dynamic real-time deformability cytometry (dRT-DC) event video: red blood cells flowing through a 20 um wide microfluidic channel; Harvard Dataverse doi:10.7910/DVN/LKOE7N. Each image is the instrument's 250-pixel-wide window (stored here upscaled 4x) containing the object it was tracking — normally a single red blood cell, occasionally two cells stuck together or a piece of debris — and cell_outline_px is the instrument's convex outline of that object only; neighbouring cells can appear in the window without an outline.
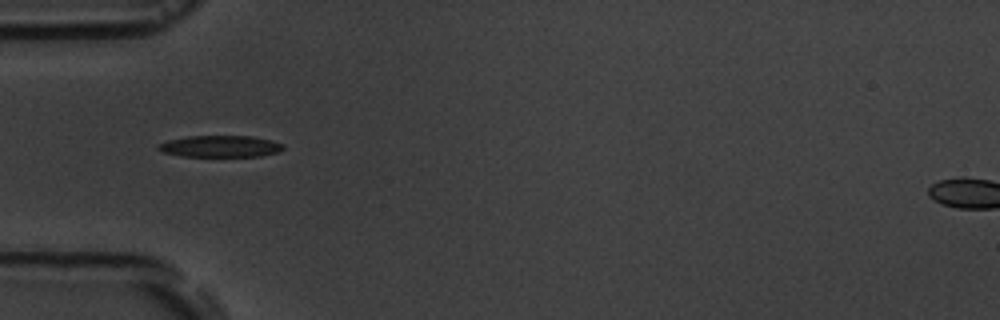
{"species": "common noctule bat (a hibernating species)", "species_latin": "Nyctalus noctula", "temperature_condition": "room temperature", "stored_images_in_passage": 15, "camera_frame_rate_fps": 3000, "um_per_image_px": 0.085, "animal": {"sex": "male", "body_mass_g": 19.5, "forearm_length_mm": 54.6}, "frame": {"image": 1, "passage_image": 5, "time_ms": 4.667, "image_size_px": [1000, 320], "cell_outline_px": [[284, 148], [276, 152], [260, 156], [180, 156], [160, 152], [156, 148], [156, 144], [168, 140], [188, 136], [252, 136], [272, 140], [284, 144]], "centroid_in_image_um": [18.67, 12.43], "position_along_channel_um": 66.3, "area_um2": 15.84}}
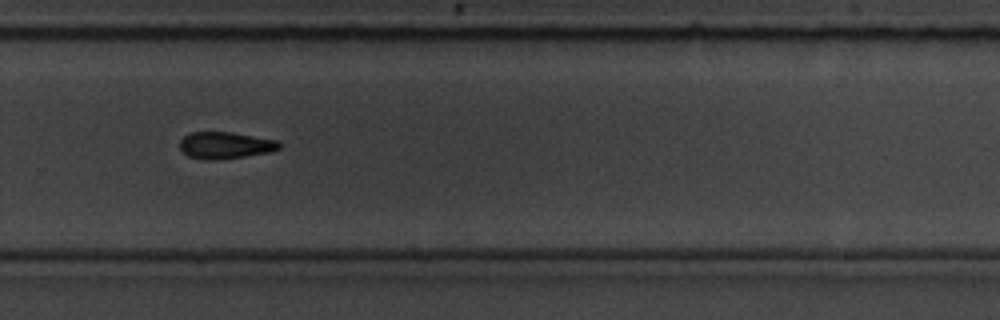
{"frame": {"image": 2, "passage_image": 11, "time_ms": 11.333, "image_size_px": [1000, 320], "cell_outline_px": [[280, 148], [272, 152], [244, 156], [212, 160], [204, 160], [188, 156], [180, 148], [180, 140], [184, 136], [192, 132], [232, 132], [276, 140], [280, 144]], "centroid_in_image_um": [19.14, 12.35], "position_along_channel_um": 310.7, "area_um2": 15.43}}
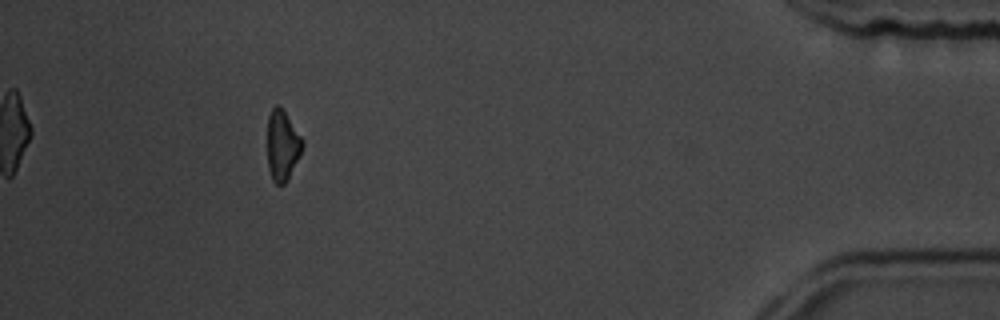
{"frame": {"image": 3, "passage_image": 15, "time_ms": 15.667, "image_size_px": [1000, 320], "cell_outline_px": [[304, 144], [300, 156], [288, 180], [284, 184], [276, 184], [272, 180], [268, 168], [268, 116], [272, 108], [276, 104], [280, 104], [304, 140]], "centroid_in_image_um": [24.02, 12.35], "position_along_channel_um": 411.2, "area_um2": 14.62}, "authors_computed_cell_mechanics": {"area_um2": 15.4326, "velocity_mm_per_s": 3.6912, "shape_relaxation_time_tau1_ms": 3.162, "shape_relaxation_time_tau2_ms": null, "deformation_change_tau1": 0.1023, "deformation_change_tau2": null}}